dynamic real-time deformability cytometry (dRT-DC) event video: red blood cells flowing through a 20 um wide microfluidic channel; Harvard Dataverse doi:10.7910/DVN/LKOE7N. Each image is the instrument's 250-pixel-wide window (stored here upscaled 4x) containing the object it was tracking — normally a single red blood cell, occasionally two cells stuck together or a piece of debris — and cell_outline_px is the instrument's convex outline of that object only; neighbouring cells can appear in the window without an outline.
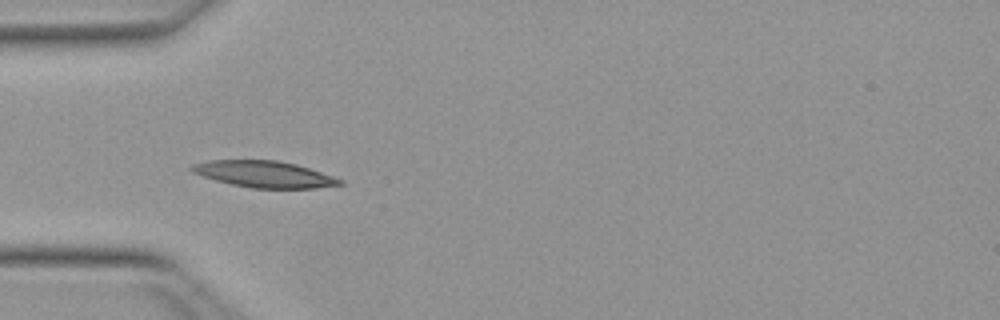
{"species": "Egyptian fruit bat (a non-hibernating species)", "species_latin": "Rousettus aegyptiacus", "temperature_condition": "warm", "stored_images_in_passage": 10, "camera_frame_rate_fps": 3000, "um_per_image_px": 0.085, "animal": {"sex": "female"}, "frame": {"image": 1, "passage_image": 1, "time_ms": 0.0, "image_size_px": [1000, 320], "cell_outline_px": [[344, 184], [316, 188], [252, 188], [232, 184], [216, 180], [192, 172], [188, 168], [192, 164], [208, 160], [276, 160], [296, 164], [344, 180]], "centroid_in_image_um": [22.45, 14.8], "position_along_channel_um": 62.6, "area_um2": 22.72}}
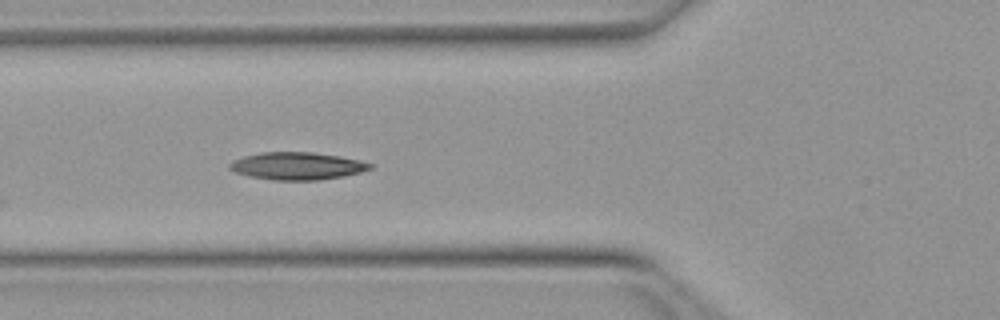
{"frame": {"image": 2, "passage_image": 4, "time_ms": 1.0, "image_size_px": [1000, 320], "cell_outline_px": [[372, 168], [360, 172], [344, 176], [320, 180], [272, 180], [248, 176], [236, 172], [228, 168], [228, 164], [244, 156], [260, 152], [312, 152], [340, 156], [360, 160], [372, 164]], "centroid_in_image_um": [25.26, 14.11], "position_along_channel_um": 100.5, "area_um2": 22.48}}
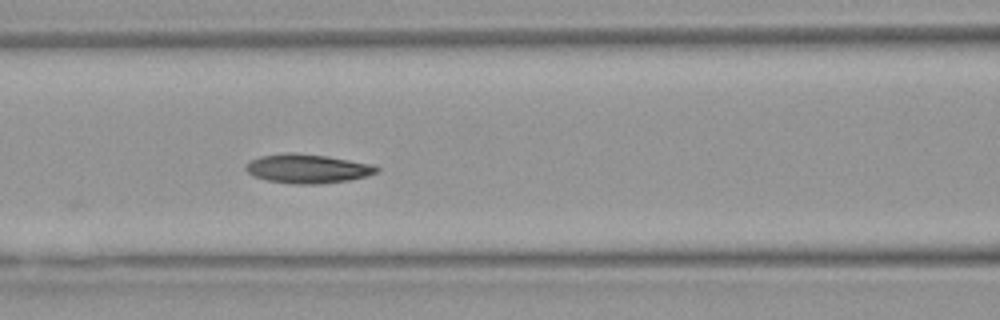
{"frame": {"image": 3, "passage_image": 7, "time_ms": 2.0, "image_size_px": [1000, 320], "cell_outline_px": [[380, 168], [376, 172], [368, 176], [348, 180], [320, 184], [292, 184], [268, 180], [252, 176], [244, 168], [244, 164], [260, 156], [284, 152], [296, 152], [328, 156], [372, 164]], "centroid_in_image_um": [26.11, 14.32], "position_along_channel_um": 140.5, "area_um2": 22.37}}